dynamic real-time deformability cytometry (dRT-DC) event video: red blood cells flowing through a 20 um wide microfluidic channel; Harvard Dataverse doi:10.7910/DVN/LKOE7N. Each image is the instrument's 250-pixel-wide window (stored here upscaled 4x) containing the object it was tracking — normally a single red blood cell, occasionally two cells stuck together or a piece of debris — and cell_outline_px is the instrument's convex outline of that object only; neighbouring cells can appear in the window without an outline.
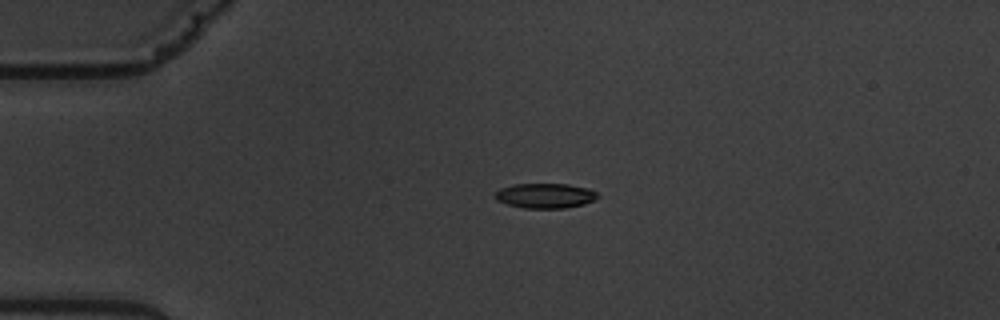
{"species": "common noctule bat (a hibernating species)", "species_latin": "Nyctalus noctula", "temperature_condition": "warm", "stored_images_in_passage": 2, "camera_frame_rate_fps": 3000, "um_per_image_px": 0.085, "animal": {"sex": "male", "body_mass_g": 19.5, "forearm_length_mm": 54.6}, "frame": {"image": 1, "passage_image": 1, "time_ms": 0.0, "image_size_px": [1000, 320], "cell_outline_px": [[600, 196], [596, 200], [584, 204], [564, 208], [524, 208], [508, 204], [496, 200], [492, 196], [500, 188], [512, 184], [568, 184], [588, 188], [596, 192]], "centroid_in_image_um": [46.34, 16.63], "position_along_channel_um": 38.7, "area_um2": 15.03}}